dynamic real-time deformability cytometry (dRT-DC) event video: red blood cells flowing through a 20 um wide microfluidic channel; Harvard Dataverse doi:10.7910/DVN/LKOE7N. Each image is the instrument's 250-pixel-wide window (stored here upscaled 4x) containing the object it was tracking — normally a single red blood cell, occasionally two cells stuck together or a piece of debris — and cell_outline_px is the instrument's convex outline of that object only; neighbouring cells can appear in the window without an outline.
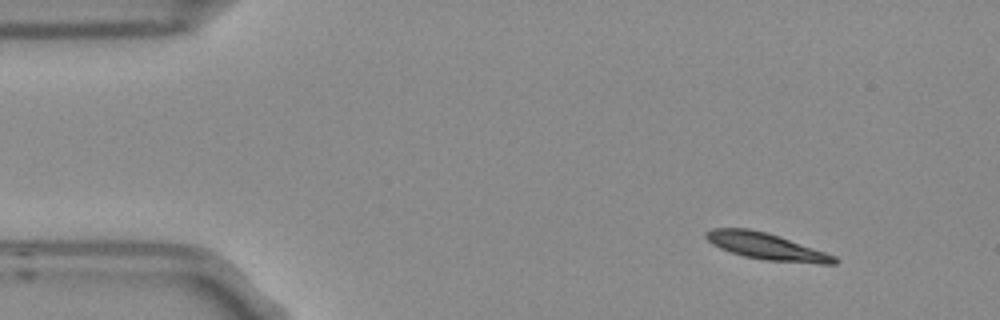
{"species": "Egyptian fruit bat (a non-hibernating species)", "species_latin": "Rousettus aegyptiacus", "temperature_condition": "room temperature", "stored_images_in_passage": 5, "camera_frame_rate_fps": 3000, "um_per_image_px": 0.085, "frame": {"image": 1, "passage_image": 1, "time_ms": 0.0, "image_size_px": [1000, 320], "cell_outline_px": [[840, 260], [836, 264], [820, 264], [764, 260], [744, 256], [720, 248], [712, 244], [704, 236], [704, 232], [712, 228], [748, 228], [768, 232], [836, 256]], "centroid_in_image_um": [65.15, 20.94], "position_along_channel_um": 19.9, "area_um2": 20.0}}
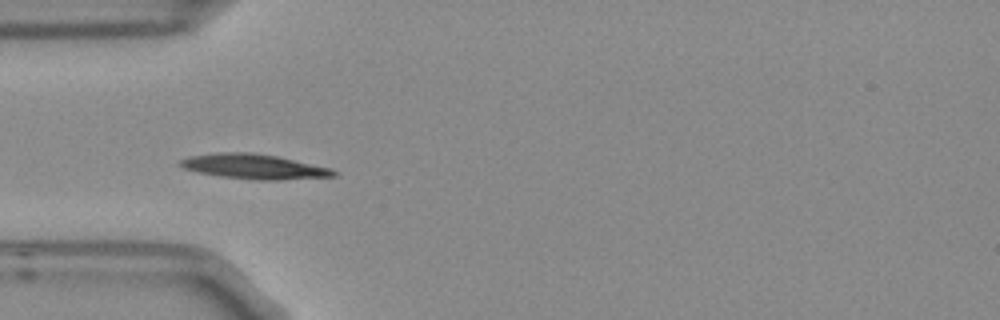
{"frame": {"image": 2, "passage_image": 4, "time_ms": 1.0, "image_size_px": [1000, 320], "cell_outline_px": [[336, 176], [280, 180], [260, 180], [220, 176], [200, 172], [184, 168], [176, 164], [180, 160], [188, 156], [216, 152], [252, 152], [276, 156], [332, 168], [336, 172]], "centroid_in_image_um": [21.57, 14.15], "position_along_channel_um": 63.4, "area_um2": 22.2}}